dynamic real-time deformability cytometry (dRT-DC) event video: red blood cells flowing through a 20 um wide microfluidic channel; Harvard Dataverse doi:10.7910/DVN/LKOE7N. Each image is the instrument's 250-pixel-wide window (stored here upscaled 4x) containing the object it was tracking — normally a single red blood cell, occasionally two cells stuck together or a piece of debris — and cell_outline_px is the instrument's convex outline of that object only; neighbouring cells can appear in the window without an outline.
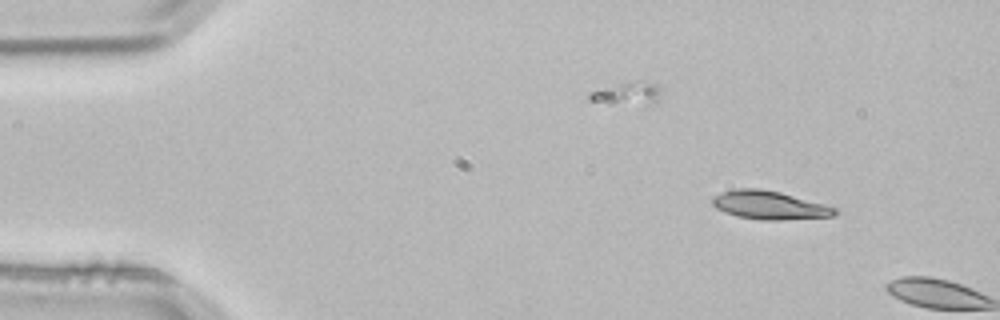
{"species": "common noctule bat (a hibernating species)", "species_latin": "Nyctalus noctula", "temperature_condition": "room temperature", "stored_images_in_passage": 2, "camera_frame_rate_fps": 3000, "um_per_image_px": 0.085, "animal": {"sex": "male", "body_mass_g": 21.5, "forearm_length_mm": 52.0}, "frame": {"image": 1, "passage_image": 1, "time_ms": 0.0, "image_size_px": [1000, 320], "cell_outline_px": [[840, 212], [836, 216], [780, 220], [760, 220], [736, 216], [724, 212], [716, 208], [712, 204], [712, 196], [720, 192], [736, 188], [760, 188], [780, 192], [824, 204], [836, 208]], "centroid_in_image_um": [65.39, 17.44], "position_along_channel_um": 19.6, "area_um2": 20.52}}